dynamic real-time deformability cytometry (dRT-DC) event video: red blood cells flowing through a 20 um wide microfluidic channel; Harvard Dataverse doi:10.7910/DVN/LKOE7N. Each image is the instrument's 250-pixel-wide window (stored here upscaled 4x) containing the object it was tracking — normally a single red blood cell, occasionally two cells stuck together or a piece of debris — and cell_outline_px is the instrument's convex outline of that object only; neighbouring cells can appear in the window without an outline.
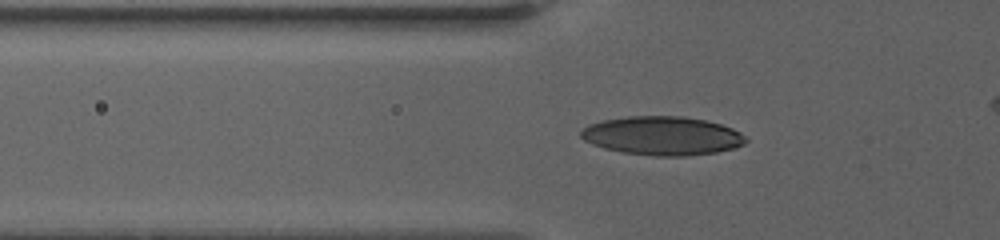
{"species": "human", "species_latin": "Homo sapiens", "temperature_condition": "warm", "stored_images_in_passage": 21, "camera_frame_rate_fps": 3000, "um_per_image_px": 0.085, "donor": {"sex": "female"}, "frame": {"image": 1, "passage_image": 9, "time_ms": 3.333, "image_size_px": [1000, 240], "cell_outline_px": [[748, 140], [744, 144], [732, 148], [716, 152], [684, 156], [652, 156], [620, 152], [604, 148], [592, 144], [584, 140], [580, 136], [580, 132], [588, 124], [604, 120], [628, 116], [684, 116], [704, 120], [720, 124], [732, 128], [740, 132]], "centroid_in_image_um": [56.27, 11.54], "position_along_channel_um": 69.5, "area_um2": 37.22}}
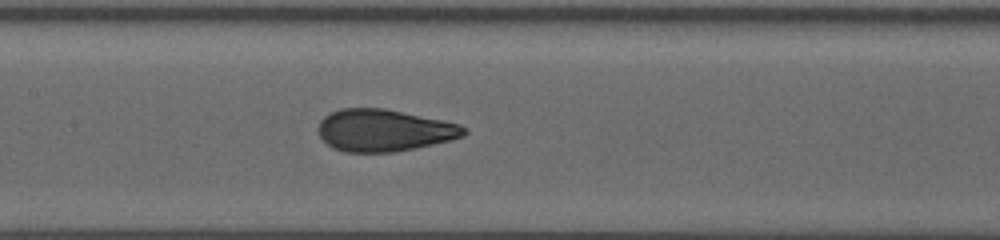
{"frame": {"image": 2, "passage_image": 18, "time_ms": 6.667, "image_size_px": [1000, 240], "cell_outline_px": [[468, 132], [464, 136], [452, 140], [392, 152], [344, 152], [332, 148], [320, 136], [320, 120], [324, 116], [340, 108], [384, 108], [444, 120], [460, 124], [468, 128]], "centroid_in_image_um": [32.68, 11.07], "position_along_channel_um": 174.7, "area_um2": 35.66}}
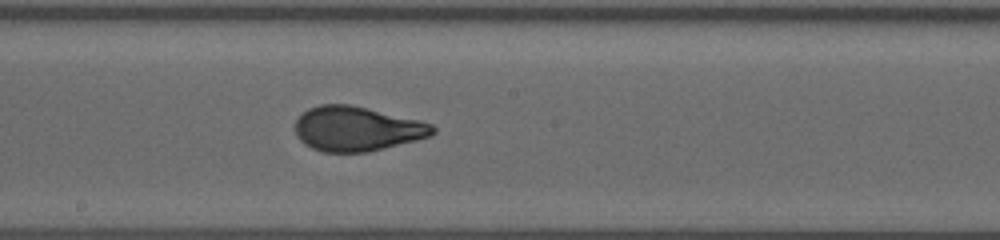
{"frame": {"image": 3, "passage_image": 21, "time_ms": 8.0, "image_size_px": [1000, 240], "cell_outline_px": [[436, 132], [428, 136], [416, 140], [368, 152], [324, 152], [312, 148], [304, 144], [296, 136], [296, 120], [308, 108], [320, 104], [348, 104], [416, 120], [432, 124], [436, 128]], "centroid_in_image_um": [30.29, 10.96], "position_along_channel_um": 217.9, "area_um2": 35.32}}